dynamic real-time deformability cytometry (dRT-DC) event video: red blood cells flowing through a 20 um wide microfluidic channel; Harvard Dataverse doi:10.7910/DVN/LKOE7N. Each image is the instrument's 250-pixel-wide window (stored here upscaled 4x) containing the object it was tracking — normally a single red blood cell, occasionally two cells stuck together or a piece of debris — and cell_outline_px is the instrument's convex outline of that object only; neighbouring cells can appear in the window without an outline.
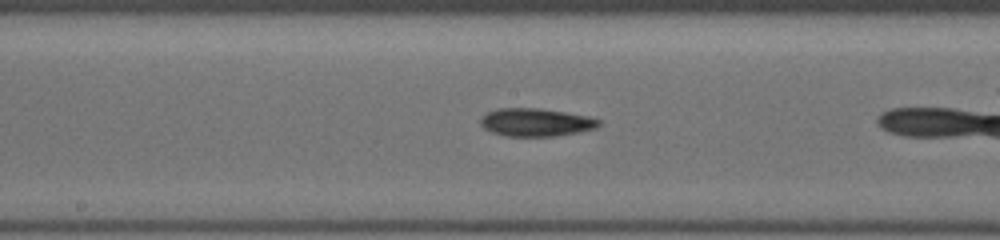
{"species": "common noctule bat (a hibernating species)", "species_latin": "Nyctalus noctula", "temperature_condition": "cold", "stored_images_in_passage": 32, "camera_frame_rate_fps": 3000, "um_per_image_px": 0.085, "animal": {"sex": "female", "body_mass_g": 19.5, "forearm_length_mm": 54.1}, "frame": {"image": 1, "passage_image": 10, "time_ms": 3.0, "image_size_px": [1000, 240], "cell_outline_px": [[600, 124], [596, 128], [556, 136], [504, 136], [492, 132], [484, 128], [480, 124], [480, 116], [496, 108], [540, 108], [588, 116], [600, 120]], "centroid_in_image_um": [45.5, 10.39], "position_along_channel_um": 202.7, "area_um2": 19.31}}
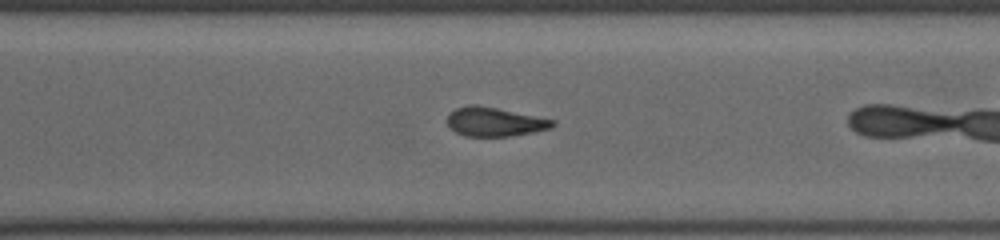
{"frame": {"image": 2, "passage_image": 19, "time_ms": 6.0, "image_size_px": [1000, 240], "cell_outline_px": [[556, 124], [552, 128], [532, 132], [508, 136], [464, 136], [456, 132], [448, 124], [448, 116], [456, 108], [468, 104], [476, 104], [556, 120]], "centroid_in_image_um": [42.06, 10.35], "position_along_channel_um": 328.5, "area_um2": 17.63}}